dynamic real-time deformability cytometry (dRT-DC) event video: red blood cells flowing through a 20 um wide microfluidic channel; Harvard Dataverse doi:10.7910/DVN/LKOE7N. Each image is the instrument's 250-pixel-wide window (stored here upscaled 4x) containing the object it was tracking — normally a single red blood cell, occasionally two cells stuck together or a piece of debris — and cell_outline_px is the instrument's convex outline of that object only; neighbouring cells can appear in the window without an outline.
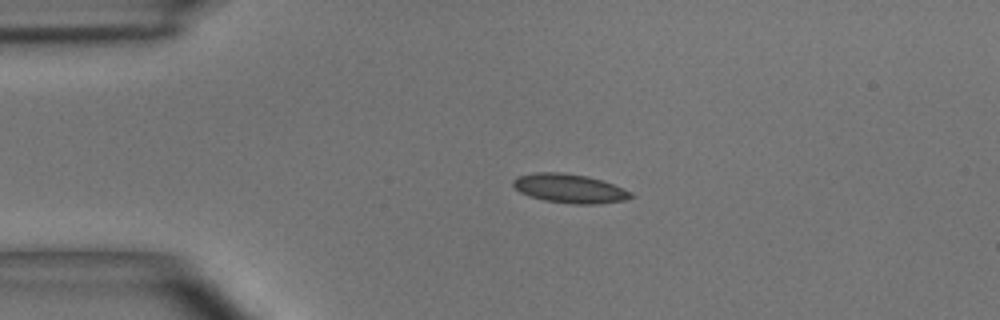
{"species": "common noctule bat (a hibernating species)", "species_latin": "Nyctalus noctula", "temperature_condition": "room temperature", "stored_images_in_passage": 41, "camera_frame_rate_fps": 3000, "um_per_image_px": 0.085, "animal": {"sex": "male", "body_mass_g": 15.6}, "frame": {"image": 1, "passage_image": 1, "time_ms": 0.0, "image_size_px": [1000, 320], "cell_outline_px": [[632, 196], [624, 200], [596, 204], [572, 204], [544, 200], [528, 196], [520, 192], [512, 184], [512, 180], [516, 176], [536, 172], [560, 172], [588, 176], [624, 188], [632, 192]], "centroid_in_image_um": [48.37, 16.01], "position_along_channel_um": 36.6, "area_um2": 19.88}}
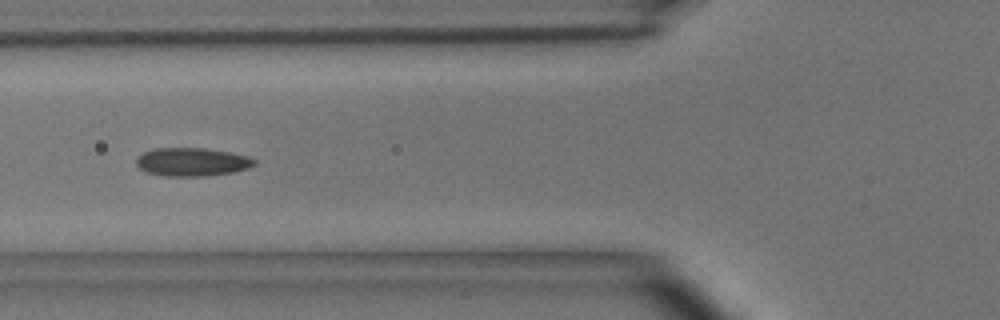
{"frame": {"image": 2, "passage_image": 9, "time_ms": 2.667, "image_size_px": [1000, 320], "cell_outline_px": [[256, 164], [248, 168], [232, 172], [204, 176], [164, 176], [144, 172], [136, 164], [136, 156], [144, 152], [156, 148], [204, 148], [228, 152], [248, 156], [256, 160]], "centroid_in_image_um": [16.29, 13.77], "position_along_channel_um": 109.5, "area_um2": 19.54}}
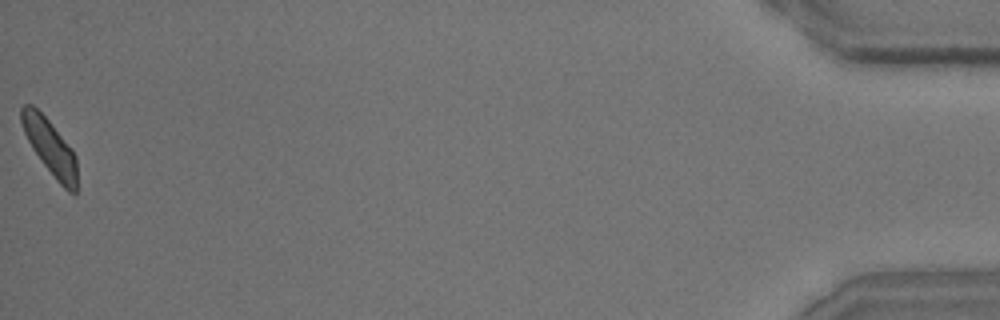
{"frame": {"image": 3, "passage_image": 41, "time_ms": 13.333, "image_size_px": [1000, 320], "cell_outline_px": [[76, 192], [68, 192], [56, 180], [40, 160], [32, 148], [24, 132], [20, 120], [20, 108], [24, 104], [32, 104], [48, 120], [72, 148], [76, 156]], "centroid_in_image_um": [4.23, 12.48], "position_along_channel_um": 431.0, "area_um2": 17.86}, "authors_computed_cell_mechanics": {"area_um2": 18.9006, "velocity_mm_per_s": 3.9185, "shape_relaxation_time_tau1_ms": 2.7679, "shape_relaxation_time_tau2_ms": 1.3488, "deformation_change_tau1": 0.1208, "deformation_change_tau2": 0.0716}}